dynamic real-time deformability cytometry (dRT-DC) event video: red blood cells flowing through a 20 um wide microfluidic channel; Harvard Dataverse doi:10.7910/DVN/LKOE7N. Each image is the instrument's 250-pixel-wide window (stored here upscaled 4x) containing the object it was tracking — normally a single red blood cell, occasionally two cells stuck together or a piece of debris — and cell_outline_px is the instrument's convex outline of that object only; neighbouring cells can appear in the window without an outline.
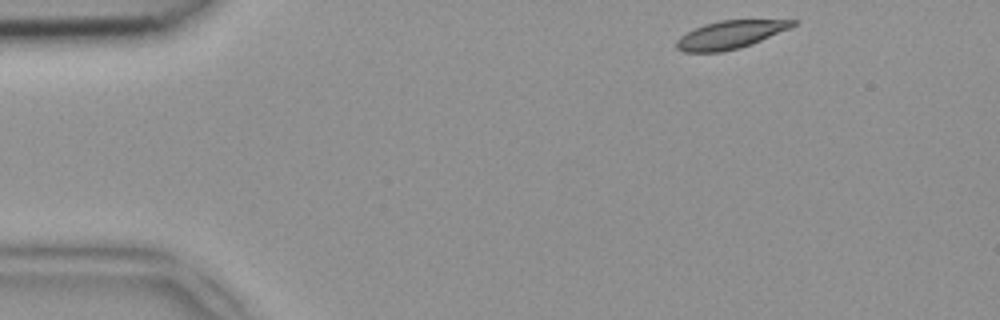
{"species": "common noctule bat (a hibernating species)", "species_latin": "Nyctalus noctula", "temperature_condition": "room temperature", "stored_images_in_passage": 44, "camera_frame_rate_fps": 3000, "um_per_image_px": 0.085, "animal": {"sex": "female", "body_mass_g": 18.4}, "frame": {"image": 1, "passage_image": 1, "time_ms": 0.0, "image_size_px": [1000, 320], "cell_outline_px": [[800, 20], [796, 24], [788, 28], [752, 44], [740, 48], [720, 52], [684, 52], [676, 48], [676, 40], [680, 36], [704, 24], [720, 20]], "centroid_in_image_um": [62.03, 2.95], "position_along_channel_um": 23.0, "area_um2": 18.73}}
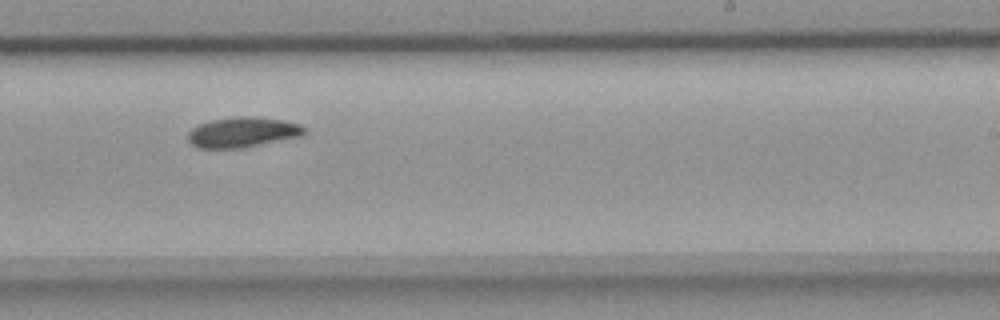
{"frame": {"image": 2, "passage_image": 25, "time_ms": 8.0, "image_size_px": [1000, 320], "cell_outline_px": [[308, 132], [300, 136], [244, 148], [196, 148], [188, 140], [188, 132], [192, 128], [200, 124], [212, 120], [240, 116], [248, 116], [284, 120], [300, 124]], "centroid_in_image_um": [20.63, 11.25], "position_along_channel_um": 268.4, "area_um2": 20.46}}
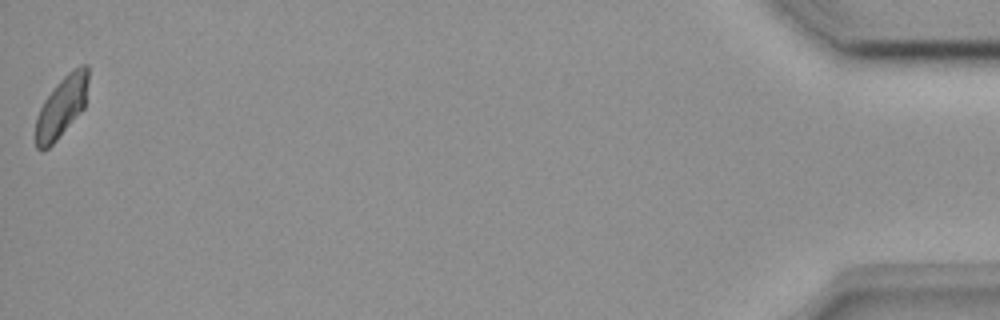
{"frame": {"image": 3, "passage_image": 44, "time_ms": 14.333, "image_size_px": [1000, 320], "cell_outline_px": [[88, 80], [84, 108], [56, 140], [48, 148], [36, 148], [36, 116], [44, 100], [56, 84], [68, 72], [80, 64], [88, 64]], "centroid_in_image_um": [5.25, 9.03], "position_along_channel_um": 430.0, "area_um2": 18.38}}